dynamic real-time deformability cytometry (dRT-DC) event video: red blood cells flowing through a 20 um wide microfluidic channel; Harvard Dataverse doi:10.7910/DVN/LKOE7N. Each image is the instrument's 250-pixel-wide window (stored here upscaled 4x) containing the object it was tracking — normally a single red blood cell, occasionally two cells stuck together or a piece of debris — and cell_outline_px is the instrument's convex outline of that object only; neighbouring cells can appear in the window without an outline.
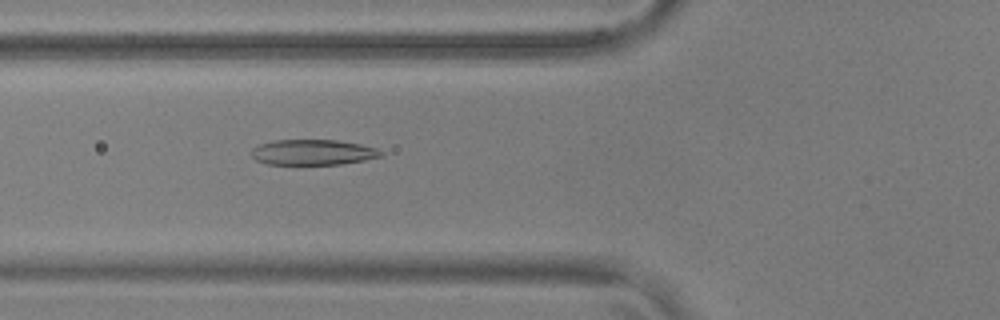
{"species": "common noctule bat (a hibernating species)", "species_latin": "Nyctalus noctula", "temperature_condition": "warm", "stored_images_in_passage": 55, "camera_frame_rate_fps": 3000, "um_per_image_px": 0.085, "animal": {"sex": "male", "body_mass_g": 17.9, "forearm_length_mm": 54.2}, "frame": {"image": 1, "passage_image": 21, "time_ms": 6.667, "image_size_px": [1000, 320], "cell_outline_px": [[384, 156], [364, 160], [340, 164], [268, 164], [256, 160], [252, 156], [252, 148], [260, 144], [276, 140], [336, 140], [360, 144], [376, 148], [384, 152]], "centroid_in_image_um": [26.63, 12.94], "position_along_channel_um": 99.2, "area_um2": 19.13}}
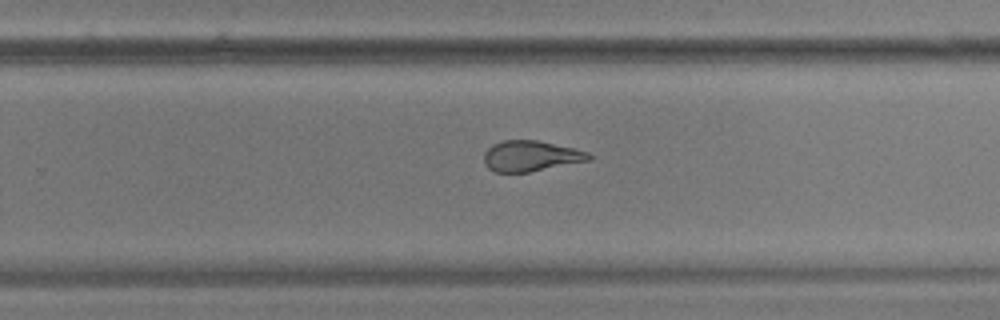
{"frame": {"image": 2, "passage_image": 36, "time_ms": 11.667, "image_size_px": [1000, 320], "cell_outline_px": [[592, 160], [528, 172], [496, 172], [488, 168], [484, 164], [484, 152], [492, 144], [504, 140], [536, 140], [572, 148], [588, 152], [592, 156]], "centroid_in_image_um": [45.1, 13.26], "position_along_channel_um": 284.7, "area_um2": 18.67}}
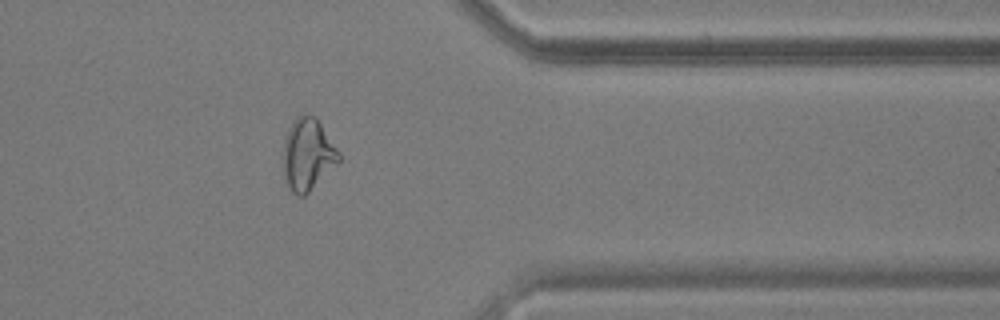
{"frame": {"image": 3, "passage_image": 45, "time_ms": 14.667, "image_size_px": [1000, 320], "cell_outline_px": [[340, 160], [304, 196], [296, 196], [292, 192], [284, 176], [284, 140], [288, 128], [292, 120], [296, 116], [304, 112], [316, 116], [340, 152]], "centroid_in_image_um": [26.15, 13.06], "position_along_channel_um": 385.2, "area_um2": 23.29}, "authors_computed_cell_mechanics": {"area_um2": 21.097, "velocity_mm_per_s": 3.7023, "shape_relaxation_time_tau1_ms": 7.1161, "shape_relaxation_time_tau2_ms": 1.4801, "deformation_change_tau1": 0.2338, "deformation_change_tau2": 0.1023}}